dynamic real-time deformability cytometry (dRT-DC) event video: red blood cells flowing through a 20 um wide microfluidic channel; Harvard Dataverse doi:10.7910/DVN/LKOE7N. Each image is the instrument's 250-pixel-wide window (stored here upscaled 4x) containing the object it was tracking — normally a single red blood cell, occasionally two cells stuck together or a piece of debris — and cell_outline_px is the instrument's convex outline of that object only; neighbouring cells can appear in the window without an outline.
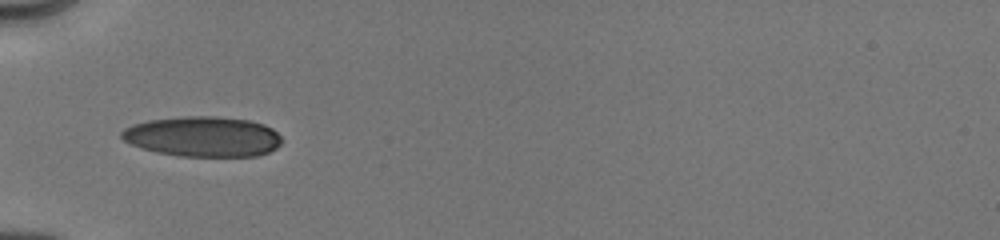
{"species": "human", "species_latin": "Homo sapiens", "temperature_condition": "cold", "stored_images_in_passage": 29, "camera_frame_rate_fps": 3000, "um_per_image_px": 0.085, "donor": {"sex": "male"}, "frame": {"image": 1, "passage_image": 1, "time_ms": 0.0, "image_size_px": [1000, 240], "cell_outline_px": [[280, 144], [276, 148], [268, 152], [256, 156], [180, 156], [156, 152], [132, 144], [124, 140], [120, 136], [120, 132], [124, 128], [132, 124], [148, 120], [184, 116], [216, 116], [248, 120], [264, 124], [272, 128], [280, 136]], "centroid_in_image_um": [17.23, 11.6], "position_along_channel_um": 67.8, "area_um2": 37.51}}
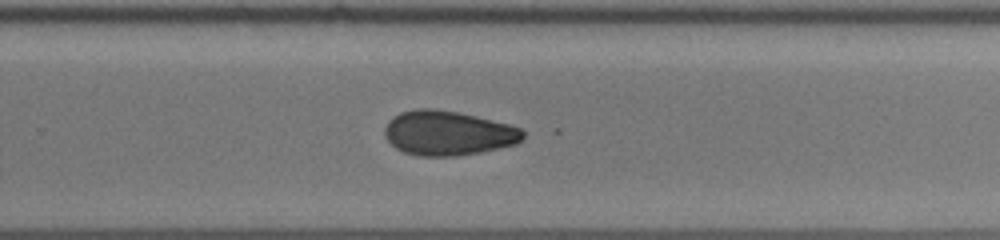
{"frame": {"image": 2, "passage_image": 11, "time_ms": 5.667, "image_size_px": [1000, 240], "cell_outline_px": [[524, 136], [516, 144], [480, 152], [456, 156], [420, 156], [404, 152], [396, 148], [384, 136], [384, 128], [388, 120], [400, 112], [416, 108], [432, 108], [456, 112], [508, 124], [520, 128], [524, 132]], "centroid_in_image_um": [38.04, 11.31], "position_along_channel_um": 291.8, "area_um2": 35.72}}
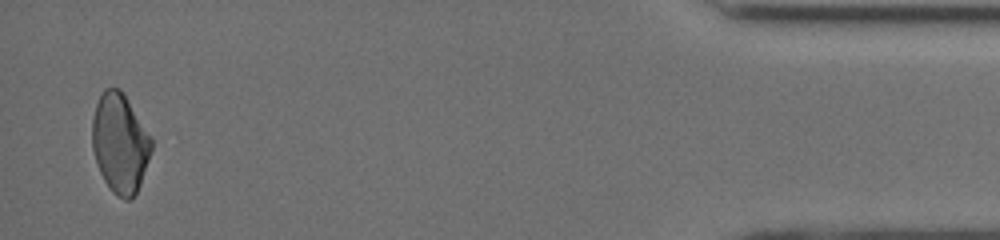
{"frame": {"image": 3, "passage_image": 27, "time_ms": 10.667, "image_size_px": [1000, 240], "cell_outline_px": [[152, 148], [140, 184], [136, 192], [128, 200], [124, 200], [116, 196], [108, 188], [100, 172], [92, 148], [92, 116], [96, 104], [104, 88], [120, 88], [152, 136]], "centroid_in_image_um": [10.19, 12.16], "position_along_channel_um": 425.0, "area_um2": 34.33}, "authors_computed_cell_mechanics": {"area_um2": 34.9112, "velocity_mm_per_s": 4.0386, "shape_relaxation_time_tau1_ms": null, "shape_relaxation_time_tau2_ms": 2.7112, "deformation_change_tau1": null, "deformation_change_tau2": 0.0806}}